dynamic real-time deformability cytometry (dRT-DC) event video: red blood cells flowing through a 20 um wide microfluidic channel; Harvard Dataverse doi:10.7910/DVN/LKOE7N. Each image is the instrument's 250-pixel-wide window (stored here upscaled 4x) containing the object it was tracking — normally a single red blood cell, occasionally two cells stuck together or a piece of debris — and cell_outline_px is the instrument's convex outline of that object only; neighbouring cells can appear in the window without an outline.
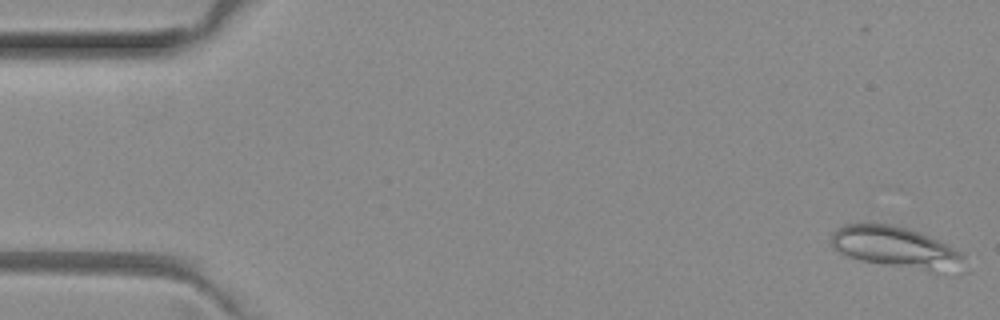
{"species": "common noctule bat (a hibernating species)", "species_latin": "Nyctalus noctula", "temperature_condition": "room temperature", "stored_images_in_passage": 5, "camera_frame_rate_fps": 3000, "um_per_image_px": 0.085, "animal": {"sex": "female", "body_mass_g": 29.2, "forearm_length_mm": 56.3}, "frame": {"image": 1, "passage_image": 1, "time_ms": 0.0, "image_size_px": [1000, 320], "cell_outline_px": [[968, 272], [948, 276], [860, 260], [848, 256], [832, 248], [832, 232], [836, 228], [844, 224], [892, 224], [908, 228], [920, 232], [960, 252], [964, 256]], "centroid_in_image_um": [76.32, 21.11], "position_along_channel_um": 8.7, "area_um2": 33.12}}